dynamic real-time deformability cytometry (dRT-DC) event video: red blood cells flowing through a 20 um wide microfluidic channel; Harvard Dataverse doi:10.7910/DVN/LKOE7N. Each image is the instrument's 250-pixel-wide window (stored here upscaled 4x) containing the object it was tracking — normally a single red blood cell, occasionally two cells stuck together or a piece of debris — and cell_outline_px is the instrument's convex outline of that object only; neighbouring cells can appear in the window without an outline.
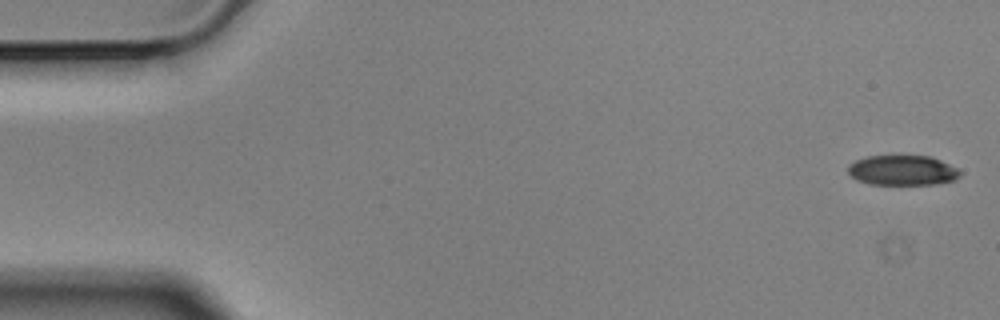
{"species": "Egyptian fruit bat (a non-hibernating species)", "species_latin": "Rousettus aegyptiacus", "temperature_condition": "cold", "stored_images_in_passage": 5, "camera_frame_rate_fps": 3000, "um_per_image_px": 0.085, "animal": {"sex": "male"}, "frame": {"image": 1, "passage_image": 1, "time_ms": 0.0, "image_size_px": [1000, 320], "cell_outline_px": [[960, 176], [956, 180], [936, 184], [868, 184], [856, 180], [848, 172], [848, 164], [856, 160], [868, 156], [928, 156], [940, 160], [956, 168], [960, 172]], "centroid_in_image_um": [76.69, 14.48], "position_along_channel_um": 8.3, "area_um2": 19.54}}
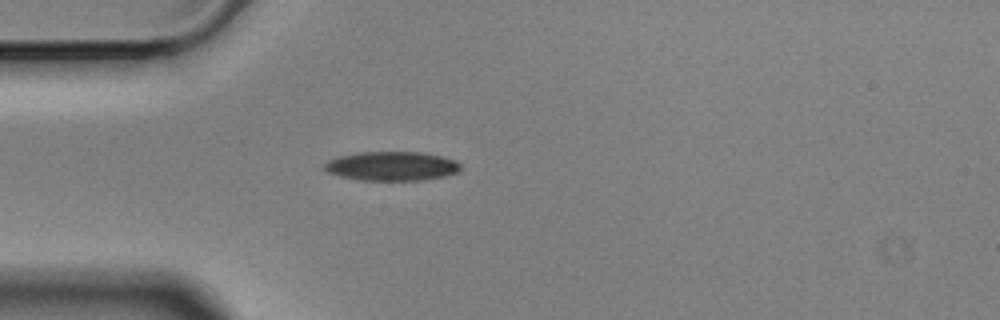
{"frame": {"image": 2, "passage_image": 5, "time_ms": 1.333, "image_size_px": [1000, 320], "cell_outline_px": [[460, 172], [444, 176], [420, 180], [360, 180], [340, 176], [328, 172], [324, 168], [324, 164], [328, 160], [336, 156], [360, 152], [420, 152], [444, 156], [456, 160], [460, 164]], "centroid_in_image_um": [33.31, 14.11], "position_along_channel_um": 51.7, "area_um2": 23.24}}